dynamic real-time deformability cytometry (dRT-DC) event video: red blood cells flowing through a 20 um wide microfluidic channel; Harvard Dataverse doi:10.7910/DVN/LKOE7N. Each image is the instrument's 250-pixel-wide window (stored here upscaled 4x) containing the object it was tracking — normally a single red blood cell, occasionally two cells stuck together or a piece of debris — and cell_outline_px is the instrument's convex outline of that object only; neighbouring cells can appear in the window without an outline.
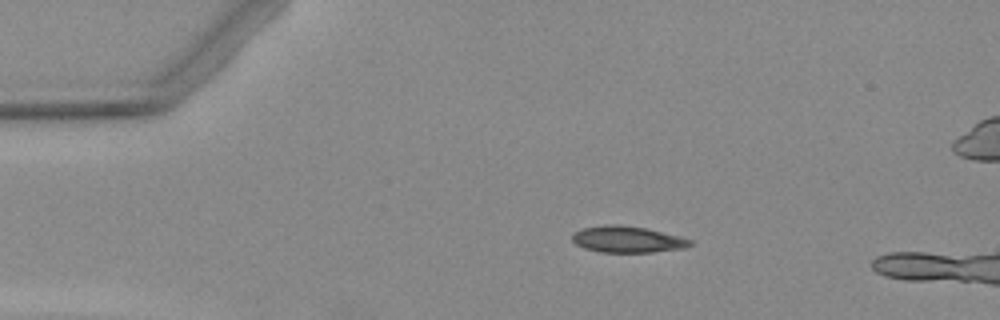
{"species": "Egyptian fruit bat (a non-hibernating species)", "species_latin": "Rousettus aegyptiacus", "temperature_condition": "warm", "stored_images_in_passage": 4, "camera_frame_rate_fps": 3000, "um_per_image_px": 0.085, "animal": {"sex": "female"}, "frame": {"image": 1, "passage_image": 2, "time_ms": 1.333, "image_size_px": [1000, 320], "cell_outline_px": [[692, 244], [684, 248], [652, 252], [600, 252], [584, 248], [576, 244], [572, 240], [572, 236], [576, 232], [584, 228], [604, 224], [616, 224], [644, 228], [680, 236], [692, 240]], "centroid_in_image_um": [53.33, 20.35], "position_along_channel_um": 31.7, "area_um2": 17.98}}